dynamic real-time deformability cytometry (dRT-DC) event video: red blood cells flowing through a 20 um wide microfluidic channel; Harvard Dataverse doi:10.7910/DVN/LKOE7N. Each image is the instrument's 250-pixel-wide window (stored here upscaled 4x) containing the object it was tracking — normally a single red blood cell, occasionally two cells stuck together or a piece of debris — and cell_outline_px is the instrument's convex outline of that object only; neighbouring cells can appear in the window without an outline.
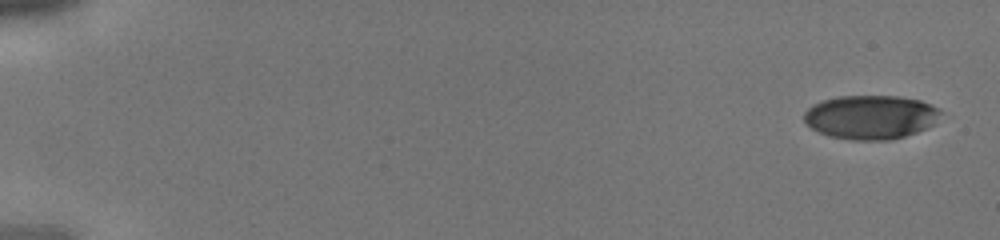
{"species": "human", "species_latin": "Homo sapiens", "temperature_condition": "cold", "stored_images_in_passage": 7, "camera_frame_rate_fps": 3000, "um_per_image_px": 0.085, "donor": {"sex": "male"}, "frame": {"image": 1, "passage_image": 1, "time_ms": 0.0, "image_size_px": [1000, 240], "cell_outline_px": [[944, 112], [932, 124], [916, 132], [892, 140], [852, 140], [828, 136], [812, 128], [804, 120], [804, 112], [812, 104], [824, 100], [840, 96], [900, 96], [920, 100], [940, 108]], "centroid_in_image_um": [74.02, 9.95], "position_along_channel_um": 11.0, "area_um2": 35.03}}
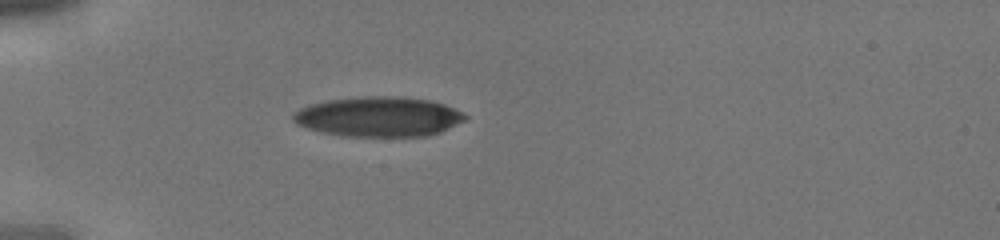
{"frame": {"image": 2, "passage_image": 7, "time_ms": 2.0, "image_size_px": [1000, 240], "cell_outline_px": [[468, 116], [464, 120], [440, 132], [428, 136], [344, 136], [320, 132], [296, 124], [292, 120], [292, 112], [308, 104], [328, 100], [364, 96], [392, 96], [428, 100], [444, 104], [464, 112]], "centroid_in_image_um": [32.14, 9.92], "position_along_channel_um": 52.9, "area_um2": 40.06}}